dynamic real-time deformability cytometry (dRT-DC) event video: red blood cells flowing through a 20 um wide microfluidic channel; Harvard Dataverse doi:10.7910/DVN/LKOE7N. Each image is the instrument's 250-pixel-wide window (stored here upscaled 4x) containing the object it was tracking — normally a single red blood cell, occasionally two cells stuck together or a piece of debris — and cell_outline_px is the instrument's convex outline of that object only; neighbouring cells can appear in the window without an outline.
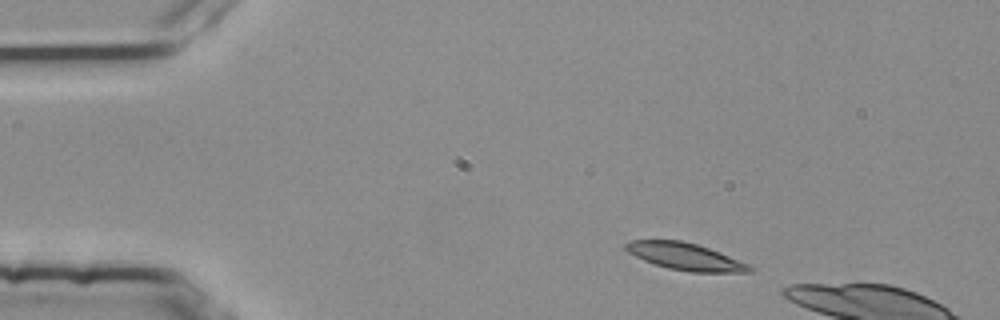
{"species": "common noctule bat (a hibernating species)", "species_latin": "Nyctalus noctula", "temperature_condition": "room temperature", "stored_images_in_passage": 3, "camera_frame_rate_fps": 3000, "um_per_image_px": 0.085, "animal": {"sex": "female", "body_mass_g": 25.1}, "frame": {"image": 1, "passage_image": 1, "time_ms": 0.0, "image_size_px": [1000, 320], "cell_outline_px": [[756, 268], [752, 272], [688, 272], [668, 268], [644, 260], [628, 252], [624, 248], [624, 244], [632, 240], [680, 240], [696, 244], [708, 248], [748, 264]], "centroid_in_image_um": [58.25, 21.81], "position_along_channel_um": 26.8, "area_um2": 19.31}}